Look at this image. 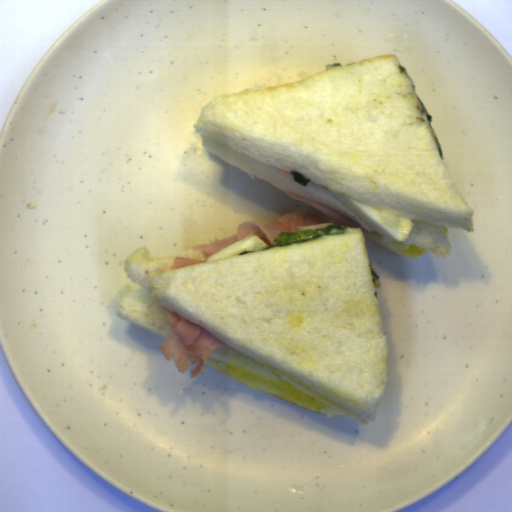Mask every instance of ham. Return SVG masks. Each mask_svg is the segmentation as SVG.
I'll use <instances>...</instances> for the list:
<instances>
[{
    "label": "ham",
    "instance_id": "obj_3",
    "mask_svg": "<svg viewBox=\"0 0 512 512\" xmlns=\"http://www.w3.org/2000/svg\"><path fill=\"white\" fill-rule=\"evenodd\" d=\"M284 193L290 197L291 199H294V200H297V201H300L302 203H305L307 205H310L314 208H316L317 210H319L320 212H322L323 214H325L326 216H328L329 218H331L332 220H334L331 224L333 225H346L348 228H358V229H361L364 233H365V228L360 225L359 223H357L356 221H354L353 219H351L350 217L344 215L343 213L327 206V205H324V204H321V203H318V202H315L313 200H310L306 197H301V196H296L288 191H284Z\"/></svg>",
    "mask_w": 512,
    "mask_h": 512
},
{
    "label": "ham",
    "instance_id": "obj_4",
    "mask_svg": "<svg viewBox=\"0 0 512 512\" xmlns=\"http://www.w3.org/2000/svg\"><path fill=\"white\" fill-rule=\"evenodd\" d=\"M283 175H286V176H290V177H293L294 178V175L292 173H289V172H286L284 170H279Z\"/></svg>",
    "mask_w": 512,
    "mask_h": 512
},
{
    "label": "ham",
    "instance_id": "obj_1",
    "mask_svg": "<svg viewBox=\"0 0 512 512\" xmlns=\"http://www.w3.org/2000/svg\"><path fill=\"white\" fill-rule=\"evenodd\" d=\"M155 306L163 310L169 323V331L157 348L167 361L172 359L179 373L185 374L190 365L194 366L197 363L191 370L190 379L205 374V364L212 352L229 347L199 324L165 307L159 299L147 306V309Z\"/></svg>",
    "mask_w": 512,
    "mask_h": 512
},
{
    "label": "ham",
    "instance_id": "obj_2",
    "mask_svg": "<svg viewBox=\"0 0 512 512\" xmlns=\"http://www.w3.org/2000/svg\"><path fill=\"white\" fill-rule=\"evenodd\" d=\"M323 223H329L326 217L307 209H301L295 213H287L278 219L268 222L267 224H261L255 220H246L239 224L237 233L214 241L210 244L191 247L192 249L200 250L205 259L174 256L171 270L207 263L211 255L250 235L257 236L270 247L278 243L273 242V240L281 232H304L299 227L316 226Z\"/></svg>",
    "mask_w": 512,
    "mask_h": 512
}]
</instances>
